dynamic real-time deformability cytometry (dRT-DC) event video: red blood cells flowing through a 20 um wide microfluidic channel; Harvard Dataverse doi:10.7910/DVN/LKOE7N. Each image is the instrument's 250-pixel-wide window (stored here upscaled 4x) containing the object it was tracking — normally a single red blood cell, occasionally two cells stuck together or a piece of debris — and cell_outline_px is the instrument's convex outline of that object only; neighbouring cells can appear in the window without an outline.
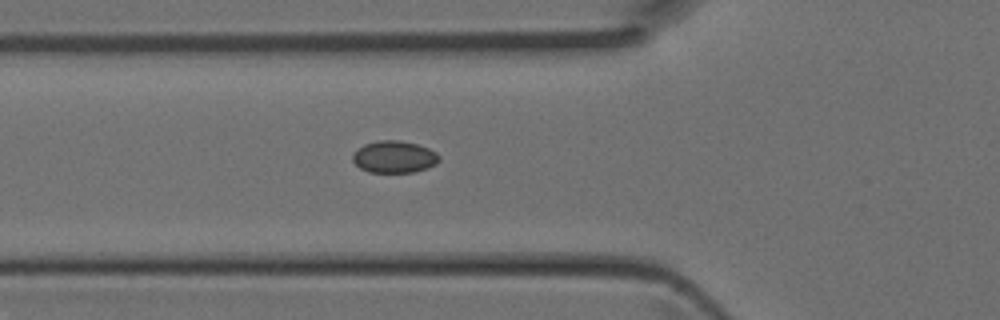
{"species": "Egyptian fruit bat (a non-hibernating species)", "species_latin": "Rousettus aegyptiacus", "temperature_condition": "room temperature", "stored_images_in_passage": 5, "camera_frame_rate_fps": 3000, "um_per_image_px": 0.085, "animal": {"sex": "female"}, "frame": {"image": 1, "passage_image": 2, "time_ms": 0.333, "image_size_px": [1000, 320], "cell_outline_px": [[440, 160], [436, 164], [428, 168], [412, 172], [368, 172], [360, 168], [352, 160], [352, 156], [364, 144], [380, 140], [400, 140], [416, 144], [428, 148], [436, 152], [440, 156]], "centroid_in_image_um": [33.54, 13.34], "position_along_channel_um": 92.3, "area_um2": 16.07}}
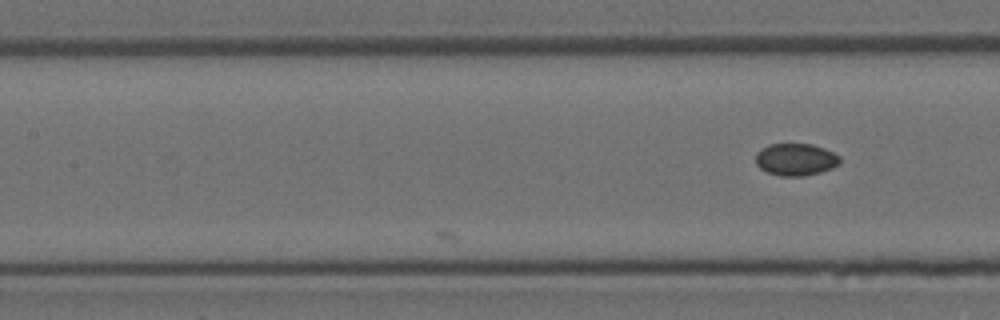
{"frame": {"image": 2, "passage_image": 5, "time_ms": 1.333, "image_size_px": [1000, 320], "cell_outline_px": [[840, 164], [832, 168], [820, 172], [804, 176], [780, 176], [768, 172], [760, 168], [756, 164], [756, 152], [760, 148], [768, 144], [812, 144], [824, 148], [840, 156]], "centroid_in_image_um": [67.63, 13.55], "position_along_channel_um": 139.8, "area_um2": 15.9}}